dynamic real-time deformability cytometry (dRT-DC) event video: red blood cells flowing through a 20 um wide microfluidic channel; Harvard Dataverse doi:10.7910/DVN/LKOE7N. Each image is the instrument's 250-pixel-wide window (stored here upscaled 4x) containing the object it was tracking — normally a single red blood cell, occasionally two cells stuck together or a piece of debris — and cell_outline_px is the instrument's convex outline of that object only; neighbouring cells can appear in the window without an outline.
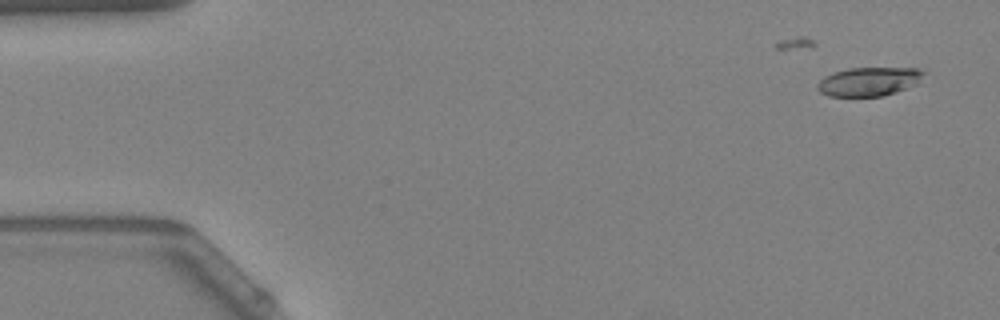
{"species": "Egyptian fruit bat (a non-hibernating species)", "species_latin": "Rousettus aegyptiacus", "temperature_condition": "warm", "stored_images_in_passage": 38, "camera_frame_rate_fps": 3000, "um_per_image_px": 0.085, "animal": {"sex": "female"}, "frame": {"image": 1, "passage_image": 1, "time_ms": 0.0, "image_size_px": [1000, 320], "cell_outline_px": [[924, 72], [916, 84], [896, 92], [880, 96], [828, 96], [820, 92], [816, 88], [816, 84], [824, 76], [832, 72], [848, 68], [916, 68]], "centroid_in_image_um": [73.78, 6.93], "position_along_channel_um": 11.2, "area_um2": 17.74}}